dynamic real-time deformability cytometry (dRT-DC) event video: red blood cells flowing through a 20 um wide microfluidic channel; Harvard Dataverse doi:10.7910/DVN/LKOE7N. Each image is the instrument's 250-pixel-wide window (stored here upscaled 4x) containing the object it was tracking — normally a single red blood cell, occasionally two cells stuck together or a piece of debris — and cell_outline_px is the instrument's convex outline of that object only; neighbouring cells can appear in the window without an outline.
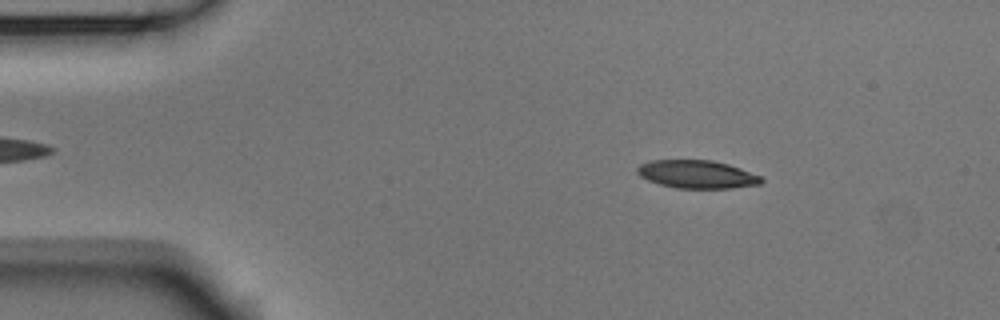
{"species": "Egyptian fruit bat (a non-hibernating species)", "species_latin": "Rousettus aegyptiacus", "temperature_condition": "room temperature", "stored_images_in_passage": 53, "camera_frame_rate_fps": 3000, "um_per_image_px": 0.085, "animal": {"sex": "male"}, "frame": {"image": 1, "passage_image": 8, "time_ms": 2.333, "image_size_px": [1000, 320], "cell_outline_px": [[764, 180], [760, 184], [732, 188], [676, 188], [660, 184], [648, 180], [640, 176], [636, 172], [636, 168], [640, 164], [652, 160], [712, 160], [728, 164], [740, 168], [760, 176]], "centroid_in_image_um": [59.23, 14.81], "position_along_channel_um": 25.8, "area_um2": 20.23}}
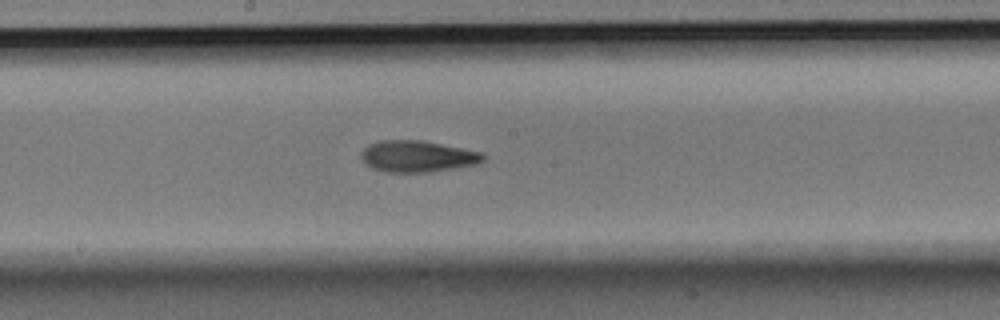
{"frame": {"image": 2, "passage_image": 28, "time_ms": 9.0, "image_size_px": [1000, 320], "cell_outline_px": [[484, 160], [476, 164], [432, 172], [384, 172], [372, 168], [364, 164], [360, 156], [360, 152], [368, 144], [380, 140], [420, 140], [480, 152], [484, 156]], "centroid_in_image_um": [35.4, 13.29], "position_along_channel_um": 212.8, "area_um2": 22.31}}
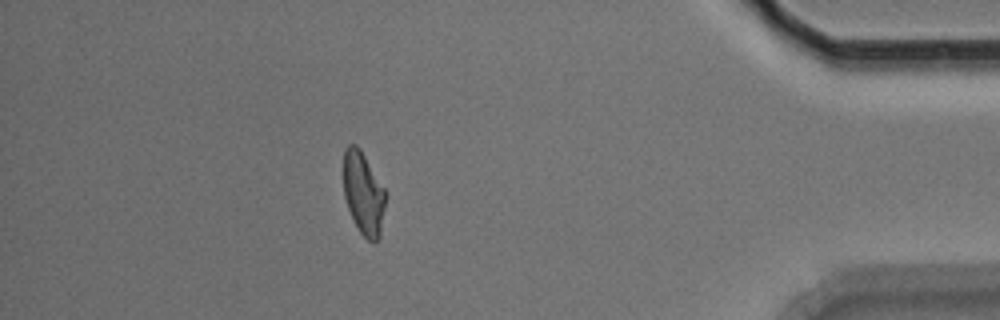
{"frame": {"image": 3, "passage_image": 47, "time_ms": 15.333, "image_size_px": [1000, 320], "cell_outline_px": [[384, 208], [380, 236], [372, 244], [360, 232], [348, 208], [344, 196], [344, 148], [348, 144], [356, 144], [360, 148], [384, 188]], "centroid_in_image_um": [30.87, 16.41], "position_along_channel_um": 404.3, "area_um2": 19.94}, "authors_computed_cell_mechanics": {"area_um2": 21.3282, "velocity_mm_per_s": 3.75, "shape_relaxation_time_tau1_ms": 4.8756, "shape_relaxation_time_tau2_ms": 3.839, "deformation_change_tau1": 0.1749, "deformation_change_tau2": 0.1194}}